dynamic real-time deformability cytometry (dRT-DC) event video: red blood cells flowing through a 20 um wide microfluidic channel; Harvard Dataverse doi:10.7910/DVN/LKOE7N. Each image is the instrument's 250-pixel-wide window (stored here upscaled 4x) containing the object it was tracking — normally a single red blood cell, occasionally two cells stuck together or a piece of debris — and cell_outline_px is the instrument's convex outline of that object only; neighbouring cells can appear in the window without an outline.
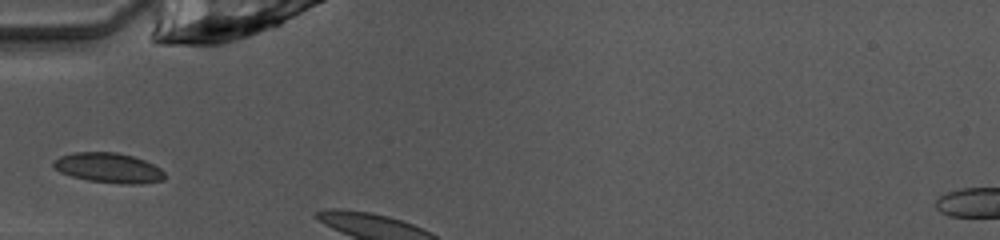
{"species": "common noctule bat (a hibernating species)", "species_latin": "Nyctalus noctula", "temperature_condition": "warm", "stored_images_in_passage": 3, "camera_frame_rate_fps": 3000, "um_per_image_px": 0.085, "animal": {"sex": "female", "body_mass_g": 10.0, "forearm_length_mm": 53.1}, "frame": {"image": 1, "passage_image": 1, "time_ms": 0.0, "image_size_px": [1000, 240], "cell_outline_px": [[164, 180], [140, 184], [120, 184], [88, 180], [72, 176], [60, 172], [52, 164], [52, 160], [60, 156], [72, 152], [116, 152], [132, 156], [144, 160], [160, 168], [164, 172]], "centroid_in_image_um": [9.22, 14.27], "position_along_channel_um": 75.8, "area_um2": 19.42}}